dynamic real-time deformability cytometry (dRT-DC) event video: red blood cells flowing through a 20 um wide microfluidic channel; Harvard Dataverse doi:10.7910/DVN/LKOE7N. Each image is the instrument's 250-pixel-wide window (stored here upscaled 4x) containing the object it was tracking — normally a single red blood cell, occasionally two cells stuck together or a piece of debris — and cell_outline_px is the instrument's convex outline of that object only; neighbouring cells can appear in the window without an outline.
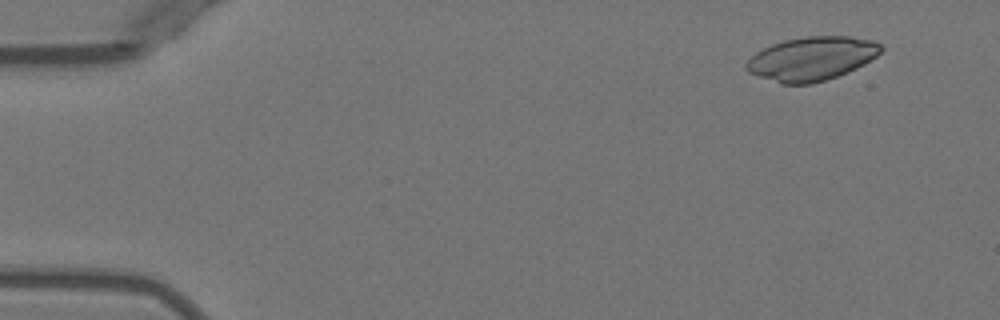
{"species": "Egyptian fruit bat (a non-hibernating species)", "species_latin": "Rousettus aegyptiacus", "temperature_condition": "warm", "stored_images_in_passage": 5, "camera_frame_rate_fps": 3000, "um_per_image_px": 0.085, "animal": {"sex": "female"}, "frame": {"image": 1, "passage_image": 2, "time_ms": 1.0, "image_size_px": [1000, 320], "cell_outline_px": [[884, 48], [876, 56], [864, 64], [848, 72], [812, 84], [780, 84], [748, 72], [744, 68], [744, 64], [756, 52], [772, 44], [784, 40], [804, 36], [852, 36], [872, 40], [880, 44]], "centroid_in_image_um": [68.98, 4.98], "position_along_channel_um": 16.0, "area_um2": 34.39}}